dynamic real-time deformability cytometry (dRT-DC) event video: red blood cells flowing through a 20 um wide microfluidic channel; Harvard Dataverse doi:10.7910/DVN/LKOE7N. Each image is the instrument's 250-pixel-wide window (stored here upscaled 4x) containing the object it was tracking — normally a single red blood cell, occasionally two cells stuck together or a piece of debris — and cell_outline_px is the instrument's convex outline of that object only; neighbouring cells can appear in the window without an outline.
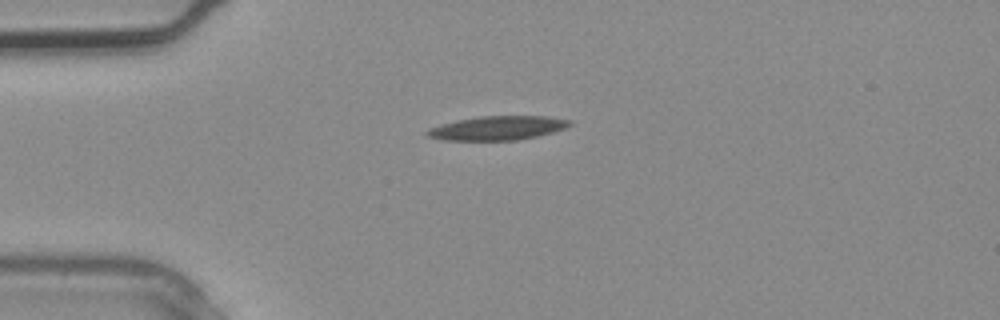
{"species": "common noctule bat (a hibernating species)", "species_latin": "Nyctalus noctula", "temperature_condition": "warm", "stored_images_in_passage": 1, "camera_frame_rate_fps": 3000, "um_per_image_px": 0.085, "animal": {"sex": "male", "body_mass_g": 20.4}, "frame": {"image": 1, "passage_image": 1, "time_ms": 0.0, "image_size_px": [1000, 320], "cell_outline_px": [[572, 124], [564, 128], [552, 132], [536, 136], [516, 140], [444, 140], [424, 136], [424, 132], [428, 128], [440, 124], [456, 120], [480, 116], [548, 116], [572, 120]], "centroid_in_image_um": [42.24, 10.88], "position_along_channel_um": 42.8, "area_um2": 20.06}}